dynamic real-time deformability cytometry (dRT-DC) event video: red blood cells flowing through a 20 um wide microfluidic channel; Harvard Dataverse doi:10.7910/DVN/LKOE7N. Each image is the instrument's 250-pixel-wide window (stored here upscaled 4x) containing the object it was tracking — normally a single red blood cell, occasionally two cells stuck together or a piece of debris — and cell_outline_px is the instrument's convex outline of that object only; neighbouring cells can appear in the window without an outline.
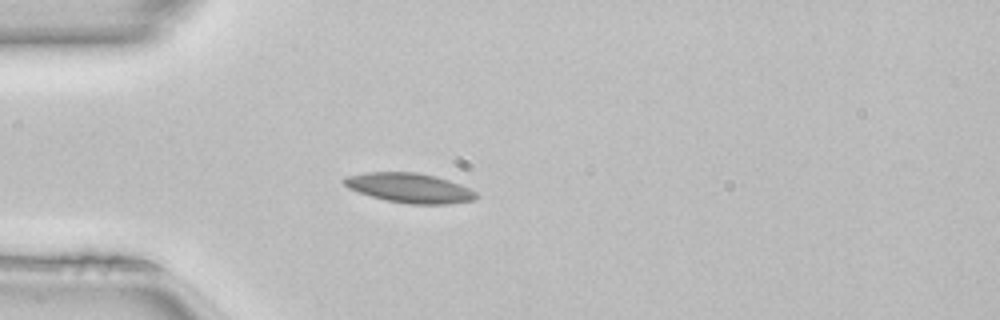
{"species": "common noctule bat (a hibernating species)", "species_latin": "Nyctalus noctula", "temperature_condition": "room temperature", "stored_images_in_passage": 43, "camera_frame_rate_fps": 3000, "um_per_image_px": 0.085, "animal": {"sex": "female", "body_mass_g": 22.7, "forearm_length_mm": 54.2}, "frame": {"image": 1, "passage_image": 7, "time_ms": 2.0, "image_size_px": [1000, 320], "cell_outline_px": [[480, 196], [476, 200], [448, 204], [408, 204], [388, 200], [372, 196], [348, 188], [340, 180], [344, 176], [364, 172], [416, 172], [436, 176], [460, 184], [476, 192]], "centroid_in_image_um": [34.82, 15.97], "position_along_channel_um": 50.2, "area_um2": 22.95}}
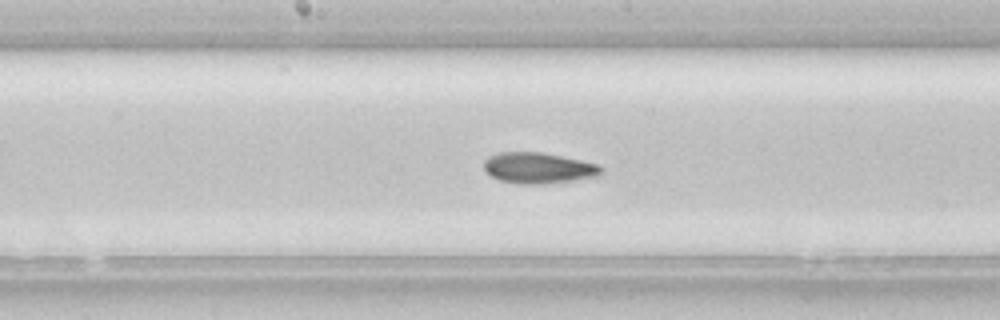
{"frame": {"image": 2, "passage_image": 19, "time_ms": 6.0, "image_size_px": [1000, 320], "cell_outline_px": [[604, 172], [596, 176], [572, 180], [544, 184], [520, 184], [500, 180], [492, 176], [484, 168], [484, 160], [488, 156], [500, 152], [540, 152], [600, 164], [604, 168]], "centroid_in_image_um": [45.78, 14.27], "position_along_channel_um": 202.4, "area_um2": 21.04}, "authors_computed_cell_mechanics": {"area_um2": 21.097, "velocity_mm_per_s": 4.1037, "shape_relaxation_time_tau1_ms": 8.573, "shape_relaxation_time_tau2_ms": 3.1177, "deformation_change_tau1": 0.1748, "deformation_change_tau2": 0.0853}}